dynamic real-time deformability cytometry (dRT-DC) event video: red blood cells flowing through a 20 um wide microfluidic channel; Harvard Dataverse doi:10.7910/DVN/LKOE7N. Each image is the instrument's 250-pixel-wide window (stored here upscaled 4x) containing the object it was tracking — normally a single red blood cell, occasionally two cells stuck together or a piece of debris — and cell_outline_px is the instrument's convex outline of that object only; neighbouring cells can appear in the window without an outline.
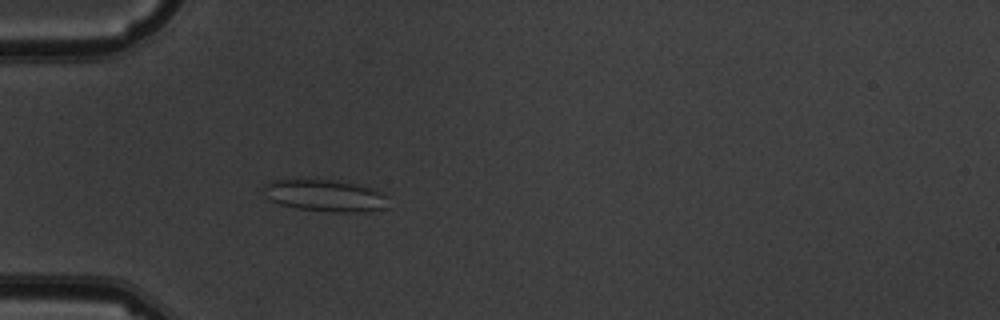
{"species": "common noctule bat (a hibernating species)", "species_latin": "Nyctalus noctula", "temperature_condition": "warm", "stored_images_in_passage": 1, "camera_frame_rate_fps": 3000, "um_per_image_px": 0.085, "animal": {"sex": "male", "body_mass_g": 19.5, "forearm_length_mm": 54.6}, "frame": {"image": 1, "passage_image": 1, "time_ms": 0.0, "image_size_px": [1000, 320], "cell_outline_px": [[384, 208], [368, 212], [336, 212], [300, 208], [280, 204], [272, 200], [264, 188], [264, 184], [272, 180], [336, 180], [376, 188], [384, 196]], "centroid_in_image_um": [27.67, 16.62], "position_along_channel_um": 57.3, "area_um2": 22.54}}